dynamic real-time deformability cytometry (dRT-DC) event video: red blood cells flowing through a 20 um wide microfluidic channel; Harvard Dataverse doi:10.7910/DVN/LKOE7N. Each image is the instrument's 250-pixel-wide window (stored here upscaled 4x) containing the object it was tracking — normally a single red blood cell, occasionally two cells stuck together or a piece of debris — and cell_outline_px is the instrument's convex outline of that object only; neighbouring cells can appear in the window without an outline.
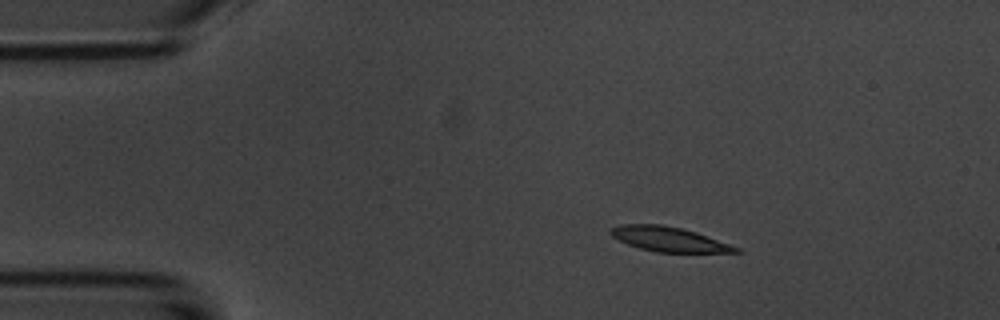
{"species": "common noctule bat (a hibernating species)", "species_latin": "Nyctalus noctula", "temperature_condition": "room temperature", "stored_images_in_passage": 4, "camera_frame_rate_fps": 3000, "um_per_image_px": 0.085, "animal": {"sex": "male", "body_mass_g": 20.1, "forearm_length_mm": 53.5}, "frame": {"image": 1, "passage_image": 1, "time_ms": 0.0, "image_size_px": [1000, 320], "cell_outline_px": [[740, 252], [656, 252], [640, 248], [628, 244], [612, 236], [608, 232], [612, 228], [620, 224], [660, 224], [680, 228], [696, 232], [740, 248]], "centroid_in_image_um": [56.82, 20.32], "position_along_channel_um": 28.2, "area_um2": 17.69}}
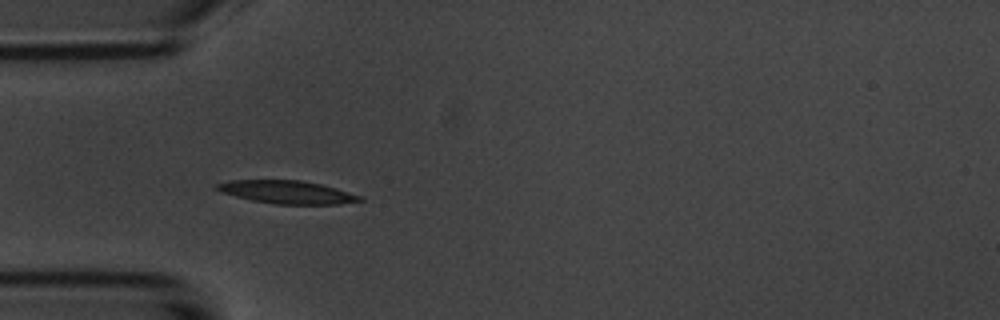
{"frame": {"image": 2, "passage_image": 3, "time_ms": 2.333, "image_size_px": [1000, 320], "cell_outline_px": [[364, 200], [336, 204], [272, 204], [252, 200], [220, 192], [212, 188], [216, 184], [228, 180], [300, 180], [320, 184], [364, 196]], "centroid_in_image_um": [24.36, 16.33], "position_along_channel_um": 60.6, "area_um2": 19.19}}